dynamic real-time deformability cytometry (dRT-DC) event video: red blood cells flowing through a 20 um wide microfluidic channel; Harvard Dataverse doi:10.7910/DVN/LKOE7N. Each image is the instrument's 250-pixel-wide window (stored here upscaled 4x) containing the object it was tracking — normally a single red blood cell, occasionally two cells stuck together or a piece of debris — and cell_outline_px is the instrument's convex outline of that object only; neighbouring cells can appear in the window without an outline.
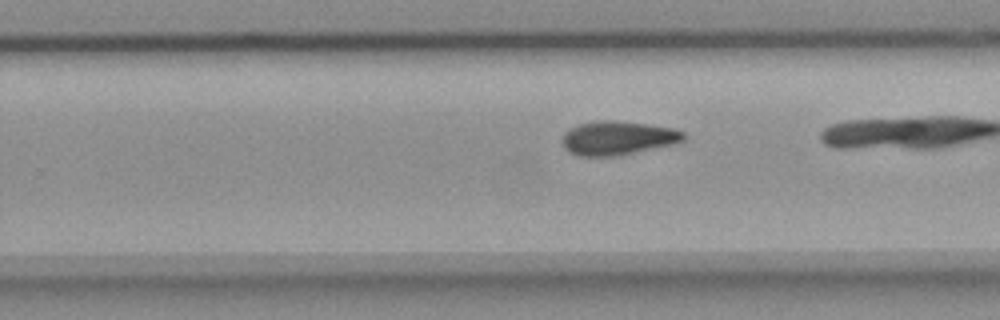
{"species": "common noctule bat (a hibernating species)", "species_latin": "Nyctalus noctula", "temperature_condition": "room temperature", "stored_images_in_passage": 31, "camera_frame_rate_fps": 3000, "um_per_image_px": 0.085, "animal": {"sex": "female", "body_mass_g": 18.4}, "frame": {"image": 1, "passage_image": 28, "time_ms": 9.0, "image_size_px": [1000, 320], "cell_outline_px": [[684, 140], [676, 144], [616, 156], [580, 156], [564, 148], [564, 132], [580, 124], [596, 120], [616, 120], [672, 128], [684, 132]], "centroid_in_image_um": [52.54, 11.73], "position_along_channel_um": 277.3, "area_um2": 23.7}}